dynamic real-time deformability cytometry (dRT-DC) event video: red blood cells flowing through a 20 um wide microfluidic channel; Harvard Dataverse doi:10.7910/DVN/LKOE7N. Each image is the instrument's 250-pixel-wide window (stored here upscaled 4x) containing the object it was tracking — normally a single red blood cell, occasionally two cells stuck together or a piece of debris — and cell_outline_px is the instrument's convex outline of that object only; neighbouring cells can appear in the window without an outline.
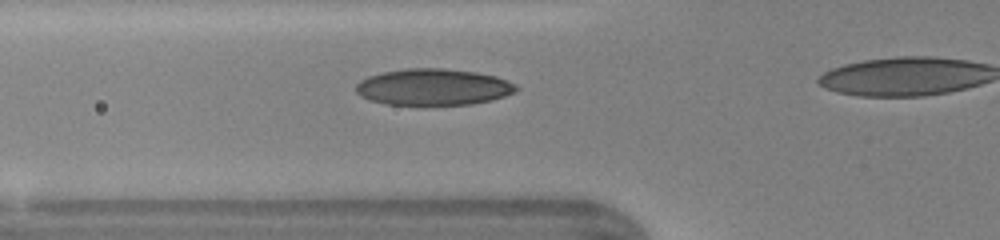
{"species": "human", "species_latin": "Homo sapiens", "temperature_condition": "warm", "stored_images_in_passage": 13, "camera_frame_rate_fps": 3000, "um_per_image_px": 0.085, "donor": {"sex": "female"}, "frame": {"image": 1, "passage_image": 6, "time_ms": 1.667, "image_size_px": [1000, 240], "cell_outline_px": [[520, 88], [516, 92], [492, 100], [472, 104], [384, 104], [368, 100], [360, 96], [356, 92], [356, 84], [360, 80], [368, 76], [380, 72], [404, 68], [444, 68], [476, 72], [496, 76], [508, 80], [516, 84]], "centroid_in_image_um": [36.83, 7.38], "position_along_channel_um": 89.0, "area_um2": 34.33}}